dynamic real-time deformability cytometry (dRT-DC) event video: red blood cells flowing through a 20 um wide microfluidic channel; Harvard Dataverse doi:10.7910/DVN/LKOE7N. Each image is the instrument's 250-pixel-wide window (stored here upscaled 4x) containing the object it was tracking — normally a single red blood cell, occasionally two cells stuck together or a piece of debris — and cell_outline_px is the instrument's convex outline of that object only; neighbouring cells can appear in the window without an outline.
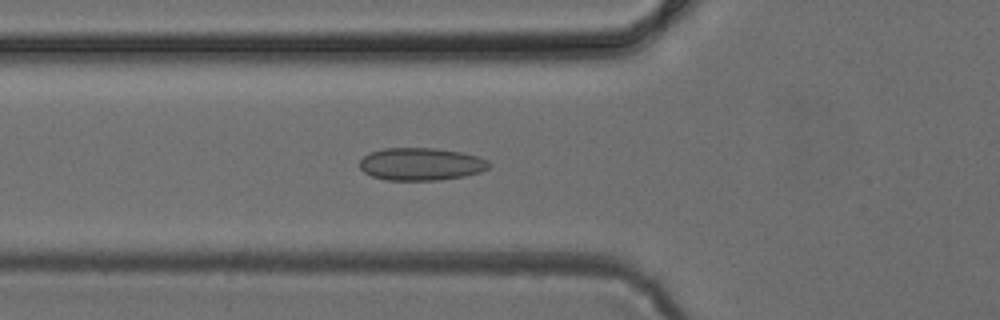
{"species": "common noctule bat (a hibernating species)", "species_latin": "Nyctalus noctula", "temperature_condition": "cold", "stored_images_in_passage": 42, "camera_frame_rate_fps": 3000, "um_per_image_px": 0.085, "animal": {"sex": "female", "body_mass_g": 24.6, "forearm_length_mm": 56.2}, "frame": {"image": 1, "passage_image": 15, "time_ms": 4.667, "image_size_px": [1000, 320], "cell_outline_px": [[492, 164], [488, 168], [480, 172], [464, 176], [440, 180], [388, 180], [372, 176], [364, 172], [360, 168], [360, 160], [364, 156], [372, 152], [384, 148], [436, 148], [460, 152], [476, 156], [488, 160]], "centroid_in_image_um": [35.8, 13.95], "position_along_channel_um": 90.0, "area_um2": 24.51}}
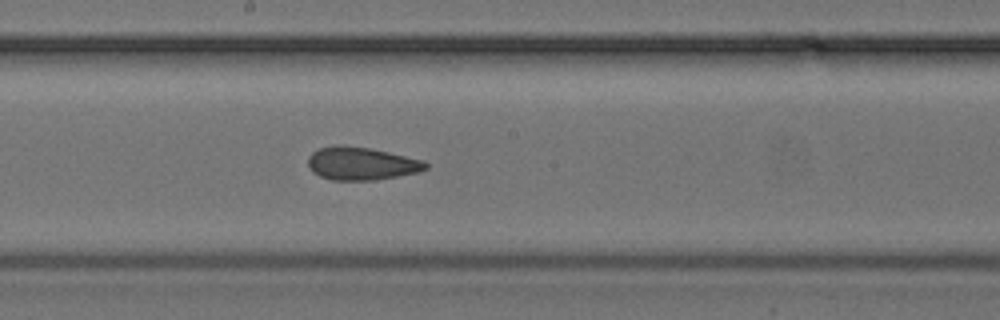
{"frame": {"image": 2, "passage_image": 24, "time_ms": 7.667, "image_size_px": [1000, 320], "cell_outline_px": [[428, 168], [420, 172], [376, 180], [332, 180], [320, 176], [312, 172], [308, 164], [308, 156], [312, 152], [320, 148], [336, 144], [340, 144], [368, 148], [388, 152], [424, 160], [428, 164]], "centroid_in_image_um": [30.72, 13.9], "position_along_channel_um": 217.5, "area_um2": 22.72}}
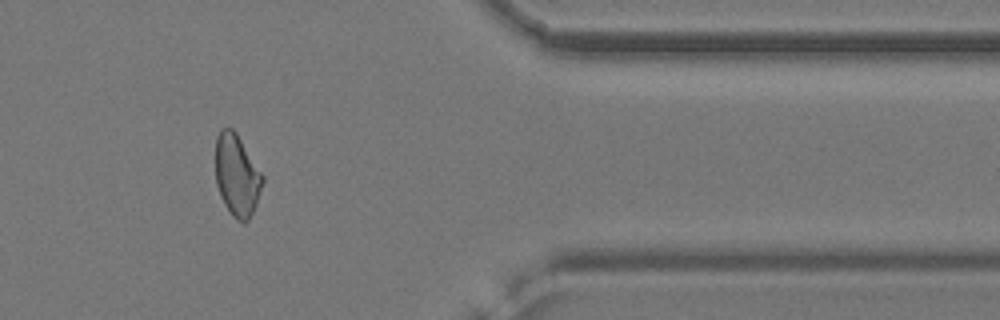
{"frame": {"image": 3, "passage_image": 38, "time_ms": 12.333, "image_size_px": [1000, 320], "cell_outline_px": [[264, 180], [256, 204], [248, 220], [244, 224], [236, 220], [232, 216], [224, 204], [220, 196], [216, 184], [216, 136], [220, 128], [232, 128], [236, 132], [264, 176]], "centroid_in_image_um": [20.13, 14.91], "position_along_channel_um": 391.3, "area_um2": 22.48}}